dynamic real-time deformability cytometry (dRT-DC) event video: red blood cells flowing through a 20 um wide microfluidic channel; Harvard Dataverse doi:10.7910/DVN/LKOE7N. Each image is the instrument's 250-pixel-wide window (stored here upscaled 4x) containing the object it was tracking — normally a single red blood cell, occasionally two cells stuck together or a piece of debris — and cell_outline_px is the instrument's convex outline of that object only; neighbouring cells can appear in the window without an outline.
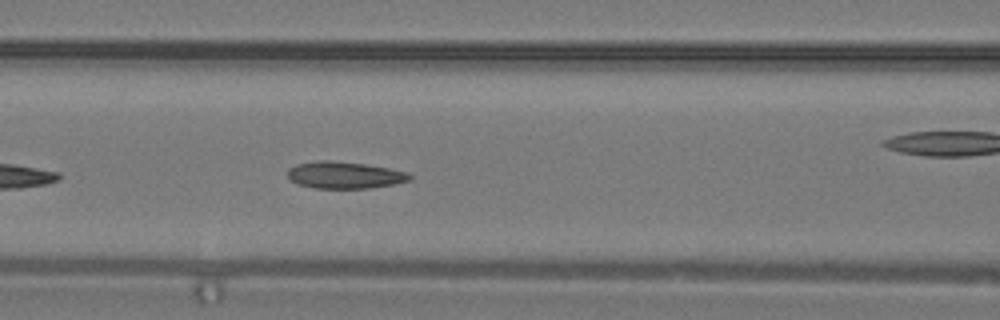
{"species": "common noctule bat (a hibernating species)", "species_latin": "Nyctalus noctula", "temperature_condition": "warm", "stored_images_in_passage": 29, "camera_frame_rate_fps": 3000, "um_per_image_px": 0.085, "animal": {"sex": "male", "body_mass_g": 19.2, "forearm_length_mm": 51.8}, "frame": {"image": 1, "passage_image": 9, "time_ms": 2.667, "image_size_px": [1000, 320], "cell_outline_px": [[412, 180], [392, 184], [368, 188], [316, 188], [296, 184], [288, 176], [288, 168], [296, 164], [316, 160], [332, 160], [364, 164], [388, 168], [408, 172], [412, 176]], "centroid_in_image_um": [29.27, 14.87], "position_along_channel_um": 137.3, "area_um2": 19.13}}